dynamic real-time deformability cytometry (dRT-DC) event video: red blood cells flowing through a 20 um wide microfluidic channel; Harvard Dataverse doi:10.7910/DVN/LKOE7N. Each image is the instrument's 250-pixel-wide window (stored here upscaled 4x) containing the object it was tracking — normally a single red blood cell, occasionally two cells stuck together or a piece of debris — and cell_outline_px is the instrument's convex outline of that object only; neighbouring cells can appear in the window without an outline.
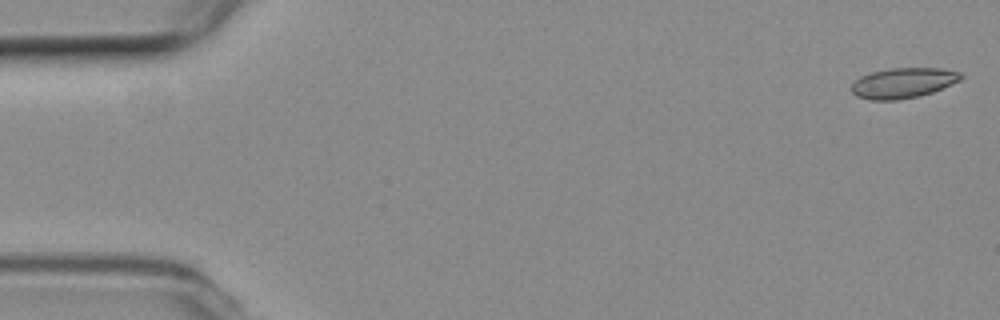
{"species": "common noctule bat (a hibernating species)", "species_latin": "Nyctalus noctula", "temperature_condition": "room temperature", "stored_images_in_passage": 3, "camera_frame_rate_fps": 3000, "um_per_image_px": 0.085, "animal": {"sex": "female", "body_mass_g": 19.3, "forearm_length_mm": 54.1}, "frame": {"image": 1, "passage_image": 1, "time_ms": 0.0, "image_size_px": [1000, 320], "cell_outline_px": [[964, 76], [960, 80], [932, 92], [920, 96], [896, 100], [868, 100], [856, 96], [852, 92], [852, 84], [860, 76], [872, 72], [888, 68], [940, 68], [960, 72]], "centroid_in_image_um": [76.75, 7.05], "position_along_channel_um": 8.3, "area_um2": 19.31}}